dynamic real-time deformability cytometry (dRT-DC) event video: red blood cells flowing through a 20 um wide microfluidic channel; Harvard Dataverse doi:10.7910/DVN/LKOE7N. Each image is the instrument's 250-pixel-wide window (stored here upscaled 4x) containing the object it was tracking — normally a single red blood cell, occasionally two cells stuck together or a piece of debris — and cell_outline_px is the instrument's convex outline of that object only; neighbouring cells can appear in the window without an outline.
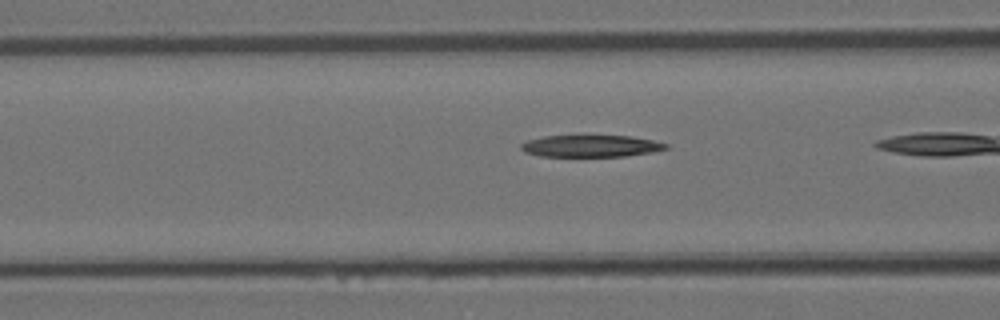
{"species": "Egyptian fruit bat (a non-hibernating species)", "species_latin": "Rousettus aegyptiacus", "temperature_condition": "room temperature", "stored_images_in_passage": 29, "camera_frame_rate_fps": 3000, "um_per_image_px": 0.085, "animal": {"sex": "female"}, "frame": {"image": 1, "passage_image": 10, "time_ms": 3.0, "image_size_px": [1000, 320], "cell_outline_px": [[668, 148], [652, 152], [624, 156], [540, 156], [524, 152], [520, 148], [520, 144], [528, 140], [544, 136], [632, 136], [652, 140], [668, 144]], "centroid_in_image_um": [50.21, 12.41], "position_along_channel_um": 116.4, "area_um2": 18.32}}
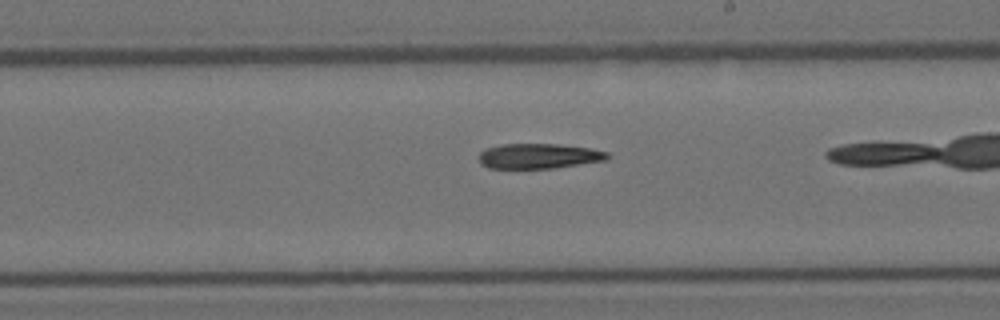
{"frame": {"image": 2, "passage_image": 19, "time_ms": 6.0, "image_size_px": [1000, 320], "cell_outline_px": [[608, 160], [552, 168], [488, 168], [480, 164], [480, 152], [484, 148], [500, 144], [556, 144], [588, 148], [608, 152]], "centroid_in_image_um": [45.76, 13.26], "position_along_channel_um": 243.2, "area_um2": 18.73}}
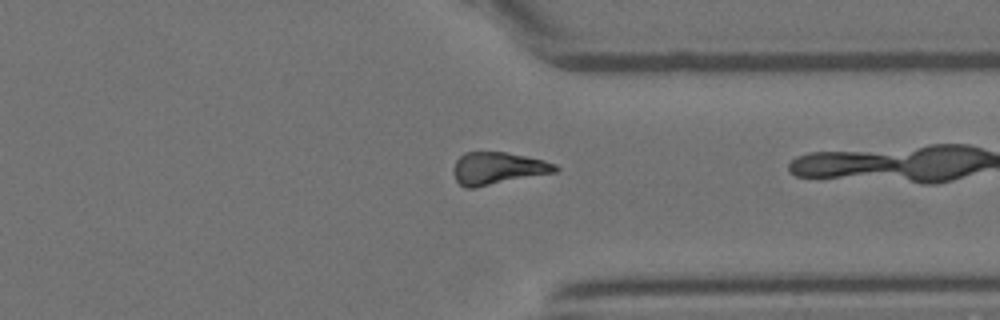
{"frame": {"image": 3, "passage_image": 28, "time_ms": 9.0, "image_size_px": [1000, 320], "cell_outline_px": [[560, 168], [556, 172], [472, 188], [464, 188], [456, 180], [452, 172], [452, 168], [456, 160], [464, 152], [504, 152], [544, 160], [556, 164]], "centroid_in_image_um": [42.28, 14.3], "position_along_channel_um": 369.1, "area_um2": 19.13}}